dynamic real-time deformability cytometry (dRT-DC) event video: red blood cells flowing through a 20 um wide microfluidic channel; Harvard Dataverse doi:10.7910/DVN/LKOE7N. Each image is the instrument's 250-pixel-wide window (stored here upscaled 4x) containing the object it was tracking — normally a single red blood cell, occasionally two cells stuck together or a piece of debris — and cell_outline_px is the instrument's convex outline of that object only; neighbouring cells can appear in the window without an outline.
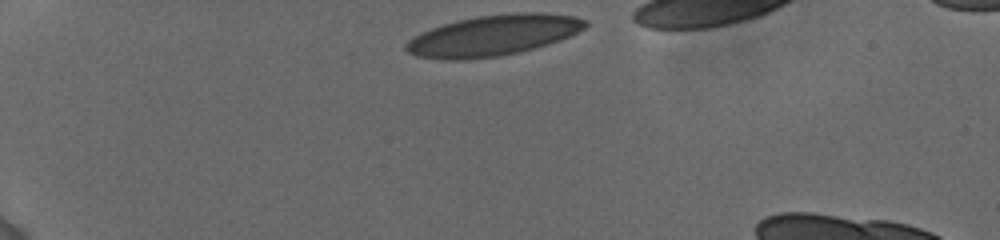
{"species": "human", "species_latin": "Homo sapiens", "temperature_condition": "cold", "stored_images_in_passage": 7, "segment_of_instrument_passage": [1, 2], "camera_frame_rate_fps": 3000, "um_per_image_px": 0.085, "donor": {"sex": "female"}, "frame": {"image": 1, "passage_image": 1, "time_ms": 0.0, "image_size_px": [1000, 240], "cell_outline_px": [[588, 24], [584, 28], [560, 40], [532, 48], [500, 56], [464, 60], [448, 60], [416, 56], [408, 52], [404, 48], [404, 44], [408, 40], [420, 32], [444, 24], [476, 16], [516, 12], [540, 12], [572, 16], [588, 20]], "centroid_in_image_um": [41.89, 3.01], "position_along_channel_um": 43.1, "area_um2": 42.31}}
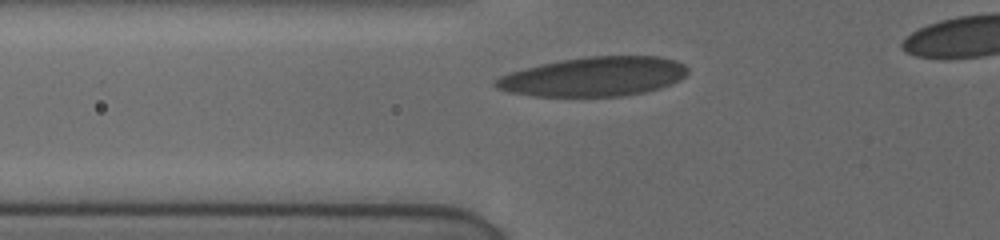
{"frame": {"image": 2, "passage_image": 5, "time_ms": 2.333, "image_size_px": [1000, 240], "cell_outline_px": [[688, 72], [680, 80], [672, 84], [660, 88], [644, 92], [620, 96], [532, 96], [508, 92], [496, 88], [492, 84], [492, 80], [508, 72], [540, 64], [560, 60], [584, 56], [660, 56], [676, 60], [684, 64], [688, 68]], "centroid_in_image_um": [50.45, 6.51], "position_along_channel_um": 75.3, "area_um2": 44.45}}